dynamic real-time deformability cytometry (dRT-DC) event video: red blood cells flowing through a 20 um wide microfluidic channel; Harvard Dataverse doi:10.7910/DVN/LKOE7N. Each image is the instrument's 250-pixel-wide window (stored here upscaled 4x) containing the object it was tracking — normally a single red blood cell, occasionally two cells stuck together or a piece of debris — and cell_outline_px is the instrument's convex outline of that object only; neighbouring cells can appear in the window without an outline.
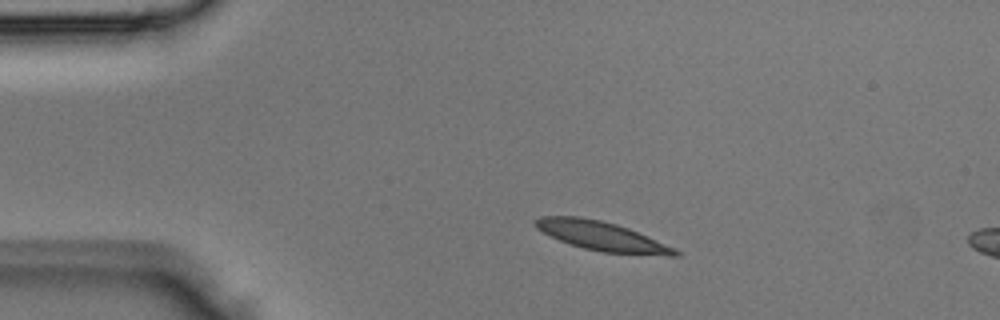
{"species": "Egyptian fruit bat (a non-hibernating species)", "species_latin": "Rousettus aegyptiacus", "temperature_condition": "room temperature", "stored_images_in_passage": 3, "camera_frame_rate_fps": 3000, "um_per_image_px": 0.085, "animal": {"sex": "male"}, "frame": {"image": 1, "passage_image": 1, "time_ms": 0.0, "image_size_px": [1000, 320], "cell_outline_px": [[684, 252], [680, 256], [668, 256], [604, 252], [584, 248], [560, 240], [536, 228], [532, 224], [532, 220], [540, 216], [580, 216], [600, 220], [616, 224], [628, 228], [676, 248]], "centroid_in_image_um": [51.19, 20.07], "position_along_channel_um": 33.8, "area_um2": 23.76}}